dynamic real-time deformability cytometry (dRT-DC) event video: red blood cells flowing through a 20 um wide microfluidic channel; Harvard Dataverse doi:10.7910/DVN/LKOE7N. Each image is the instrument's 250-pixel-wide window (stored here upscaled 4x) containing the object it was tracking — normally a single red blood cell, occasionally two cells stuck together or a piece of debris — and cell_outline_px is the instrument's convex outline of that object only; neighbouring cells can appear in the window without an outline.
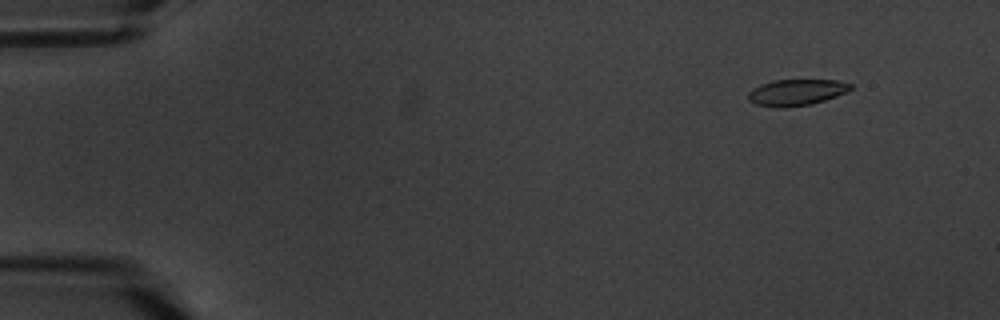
{"species": "common noctule bat (a hibernating species)", "species_latin": "Nyctalus noctula", "temperature_condition": "warm", "stored_images_in_passage": 8, "camera_frame_rate_fps": 3000, "um_per_image_px": 0.085, "animal": {"sex": "male", "body_mass_g": 20.1, "forearm_length_mm": 53.5}, "frame": {"image": 1, "passage_image": 2, "time_ms": 1.333, "image_size_px": [1000, 320], "cell_outline_px": [[852, 88], [848, 92], [812, 104], [784, 108], [776, 108], [756, 104], [748, 100], [748, 92], [752, 88], [760, 84], [772, 80], [836, 80], [852, 84]], "centroid_in_image_um": [67.67, 7.85], "position_along_channel_um": 17.3, "area_um2": 15.84}}
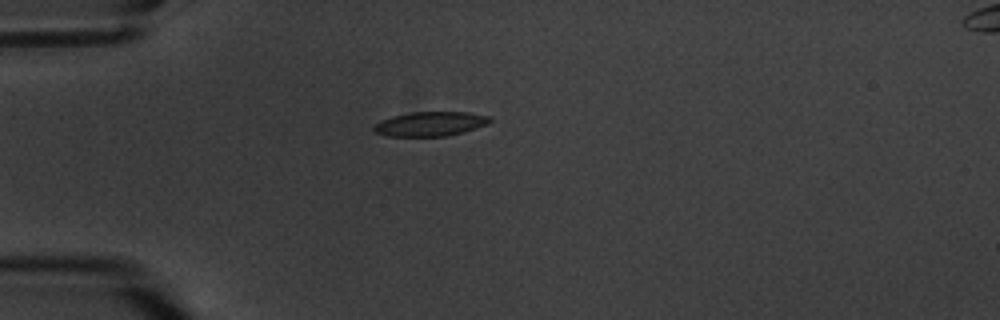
{"frame": {"image": 2, "passage_image": 5, "time_ms": 5.0, "image_size_px": [1000, 320], "cell_outline_px": [[492, 120], [488, 124], [464, 132], [448, 136], [388, 136], [376, 132], [372, 128], [380, 120], [392, 116], [412, 112], [468, 112], [488, 116]], "centroid_in_image_um": [36.59, 10.53], "position_along_channel_um": 48.4, "area_um2": 16.47}}
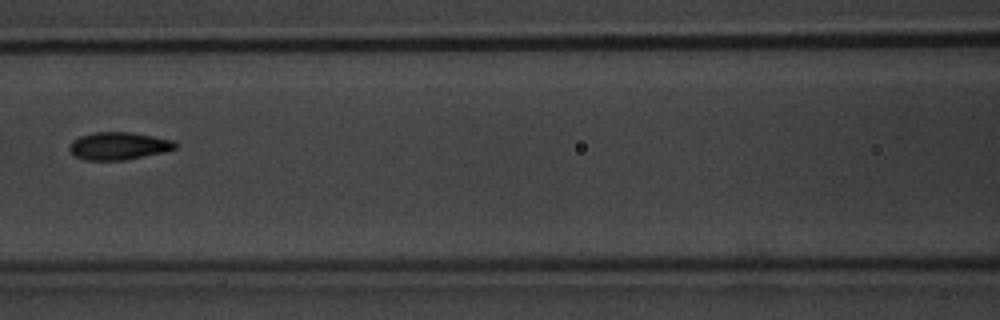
{"frame": {"image": 3, "passage_image": 8, "time_ms": 8.667, "image_size_px": [1000, 320], "cell_outline_px": [[176, 148], [164, 152], [124, 160], [84, 160], [76, 156], [68, 148], [68, 144], [72, 140], [80, 136], [92, 132], [132, 132], [172, 140], [176, 144]], "centroid_in_image_um": [10.04, 12.4], "position_along_channel_um": 156.6, "area_um2": 16.99}}